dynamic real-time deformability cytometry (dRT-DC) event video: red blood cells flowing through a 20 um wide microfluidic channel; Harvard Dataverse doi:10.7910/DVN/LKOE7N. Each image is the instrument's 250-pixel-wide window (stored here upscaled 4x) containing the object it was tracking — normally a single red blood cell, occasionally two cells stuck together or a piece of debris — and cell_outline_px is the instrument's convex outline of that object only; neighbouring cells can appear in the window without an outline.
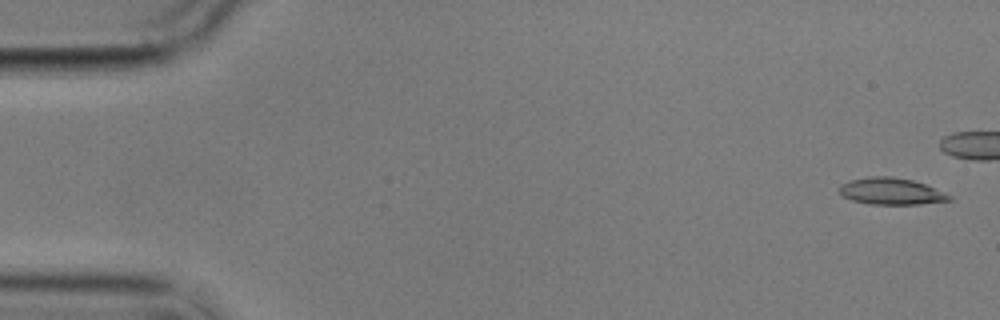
{"species": "common noctule bat (a hibernating species)", "species_latin": "Nyctalus noctula", "temperature_condition": "cold", "stored_images_in_passage": 10, "segment_of_instrument_passage": [1, 2], "camera_frame_rate_fps": 3000, "um_per_image_px": 0.085, "animal": {"sex": "male", "body_mass_g": 17.9}, "frame": {"image": 1, "passage_image": 1, "time_ms": 0.0, "image_size_px": [1000, 320], "cell_outline_px": [[952, 200], [920, 204], [872, 204], [852, 200], [840, 196], [840, 184], [848, 180], [868, 176], [892, 176], [912, 180], [924, 184], [952, 196]], "centroid_in_image_um": [75.7, 16.25], "position_along_channel_um": 9.3, "area_um2": 17.11}}
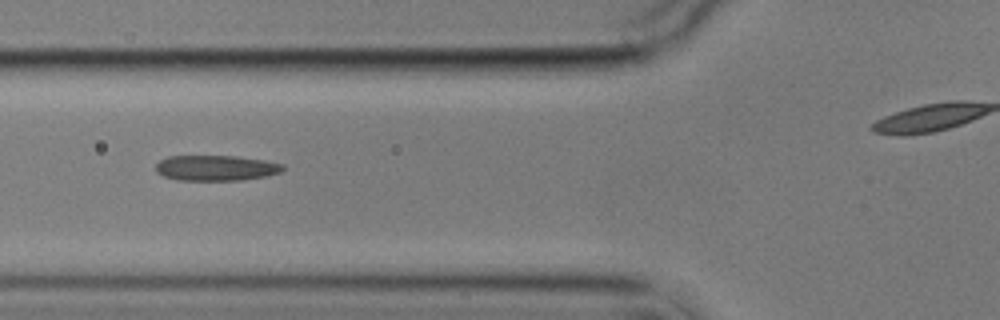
{"frame": {"image": 2, "passage_image": 7, "time_ms": 8.0, "image_size_px": [1000, 320], "cell_outline_px": [[284, 168], [280, 172], [268, 176], [240, 180], [180, 180], [164, 176], [156, 172], [156, 164], [160, 160], [168, 156], [236, 156], [264, 160], [284, 164]], "centroid_in_image_um": [18.37, 14.27], "position_along_channel_um": 107.4, "area_um2": 18.84}}
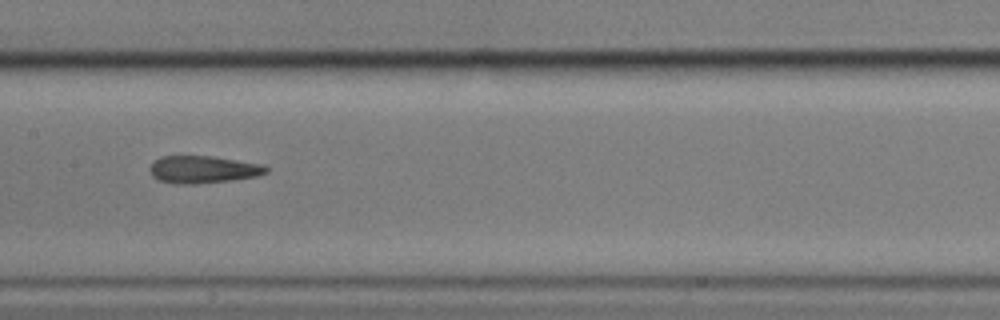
{"frame": {"image": 3, "passage_image": 9, "time_ms": 10.333, "image_size_px": [1000, 320], "cell_outline_px": [[268, 172], [256, 176], [228, 180], [192, 184], [176, 184], [160, 180], [152, 176], [148, 168], [160, 156], [212, 156], [264, 164], [268, 168]], "centroid_in_image_um": [17.26, 14.39], "position_along_channel_um": 190.1, "area_um2": 18.44}}